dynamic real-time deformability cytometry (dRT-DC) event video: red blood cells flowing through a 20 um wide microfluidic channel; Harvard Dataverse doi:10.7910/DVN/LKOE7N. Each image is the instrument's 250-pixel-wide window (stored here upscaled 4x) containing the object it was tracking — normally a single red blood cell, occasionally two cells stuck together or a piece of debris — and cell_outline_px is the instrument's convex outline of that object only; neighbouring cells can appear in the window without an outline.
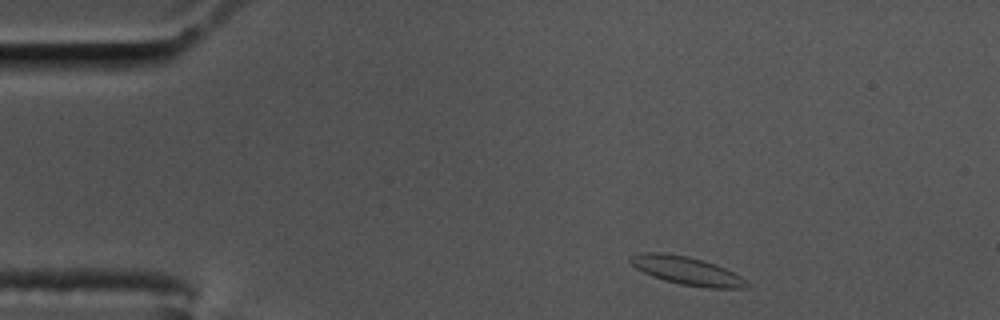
{"species": "common noctule bat (a hibernating species)", "species_latin": "Nyctalus noctula", "temperature_condition": "cold", "stored_images_in_passage": 50, "camera_frame_rate_fps": 3000, "um_per_image_px": 0.085, "animal": {"sex": "male", "body_mass_g": 17.5, "forearm_length_mm": 52.3}, "frame": {"image": 1, "passage_image": 1, "time_ms": 0.0, "image_size_px": [1000, 320], "cell_outline_px": [[752, 284], [744, 288], [708, 288], [680, 284], [664, 280], [652, 276], [636, 268], [628, 260], [632, 256], [644, 252], [664, 252], [688, 256], [716, 264], [740, 276]], "centroid_in_image_um": [58.39, 23.01], "position_along_channel_um": 26.6, "area_um2": 19.07}}
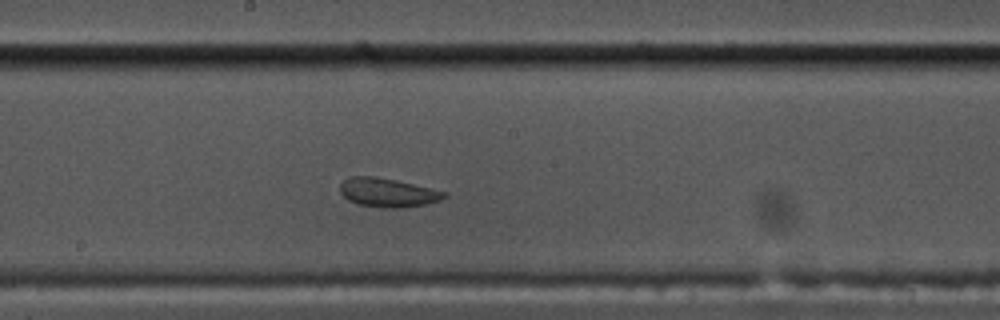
{"frame": {"image": 2, "passage_image": 23, "time_ms": 7.333, "image_size_px": [1000, 320], "cell_outline_px": [[448, 196], [440, 200], [424, 204], [404, 208], [384, 208], [356, 204], [348, 200], [340, 192], [340, 184], [348, 176], [372, 176], [396, 180], [432, 188], [448, 192]], "centroid_in_image_um": [32.96, 16.37], "position_along_channel_um": 215.2, "area_um2": 17.69}}
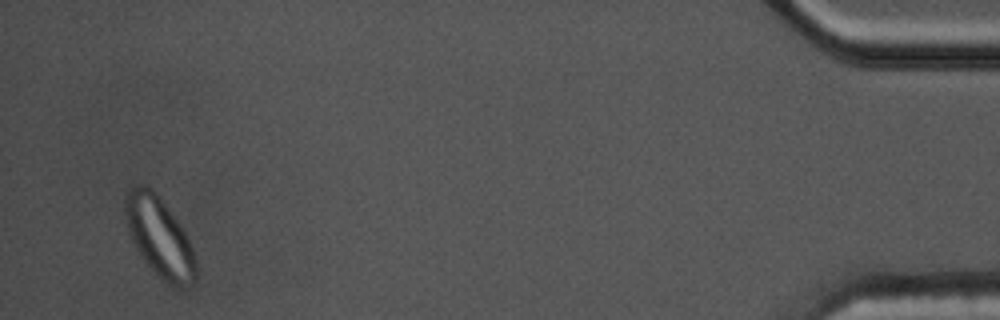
{"frame": {"image": 3, "passage_image": 48, "time_ms": 15.667, "image_size_px": [1000, 320], "cell_outline_px": [[196, 280], [188, 288], [176, 288], [168, 284], [140, 256], [132, 240], [128, 228], [124, 212], [124, 196], [128, 188], [132, 184], [144, 184], [156, 192], [160, 196], [188, 236], [196, 256]], "centroid_in_image_um": [13.56, 20.12], "position_along_channel_um": 421.6, "area_um2": 33.29}}